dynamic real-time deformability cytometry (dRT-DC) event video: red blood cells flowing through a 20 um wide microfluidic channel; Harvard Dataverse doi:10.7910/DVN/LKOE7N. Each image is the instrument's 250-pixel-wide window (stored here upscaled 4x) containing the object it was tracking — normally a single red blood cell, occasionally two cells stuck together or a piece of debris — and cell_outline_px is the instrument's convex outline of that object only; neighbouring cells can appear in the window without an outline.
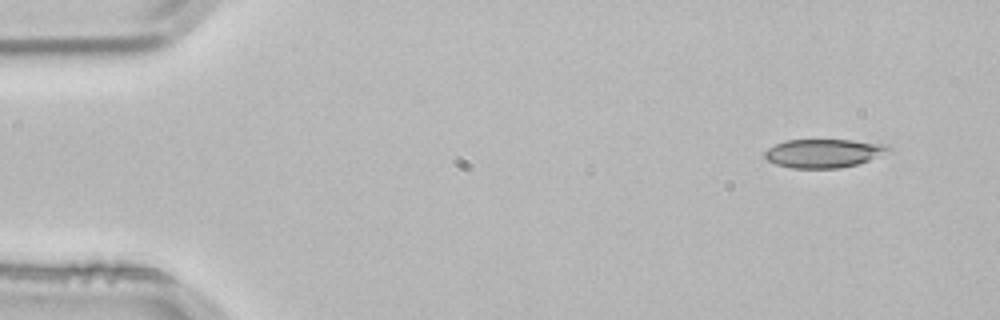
{"species": "common noctule bat (a hibernating species)", "species_latin": "Nyctalus noctula", "temperature_condition": "room temperature", "stored_images_in_passage": 2, "camera_frame_rate_fps": 3000, "um_per_image_px": 0.085, "animal": {"sex": "male", "body_mass_g": 21.5, "forearm_length_mm": 52.0}, "frame": {"image": 1, "passage_image": 1, "time_ms": 0.0, "image_size_px": [1000, 320], "cell_outline_px": [[892, 152], [856, 164], [840, 168], [792, 168], [776, 164], [768, 160], [764, 156], [764, 152], [768, 148], [784, 140], [852, 140], [888, 144], [892, 148]], "centroid_in_image_um": [70.06, 13.02], "position_along_channel_um": 14.9, "area_um2": 20.75}}